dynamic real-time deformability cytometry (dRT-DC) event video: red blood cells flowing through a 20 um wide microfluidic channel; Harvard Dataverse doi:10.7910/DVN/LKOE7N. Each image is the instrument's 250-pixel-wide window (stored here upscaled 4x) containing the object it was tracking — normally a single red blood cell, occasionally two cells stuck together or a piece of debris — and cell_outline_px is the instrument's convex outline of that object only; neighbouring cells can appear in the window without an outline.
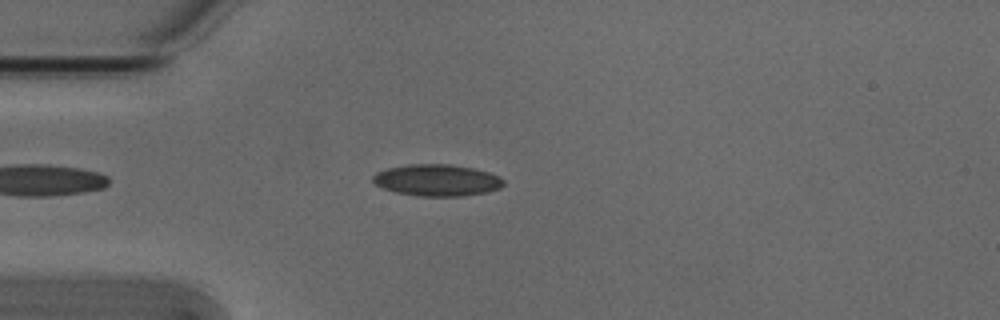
{"species": "Egyptian fruit bat (a non-hibernating species)", "species_latin": "Rousettus aegyptiacus", "temperature_condition": "cold", "stored_images_in_passage": 45, "camera_frame_rate_fps": 3000, "um_per_image_px": 0.085, "animal": {"sex": "male"}, "frame": {"image": 1, "passage_image": 6, "time_ms": 1.667, "image_size_px": [1000, 320], "cell_outline_px": [[504, 184], [500, 188], [484, 192], [460, 196], [420, 196], [396, 192], [384, 188], [376, 184], [372, 180], [372, 176], [376, 172], [388, 168], [408, 164], [448, 164], [472, 168], [488, 172], [500, 176], [504, 180]], "centroid_in_image_um": [37.14, 15.31], "position_along_channel_um": 47.9, "area_um2": 23.93}}
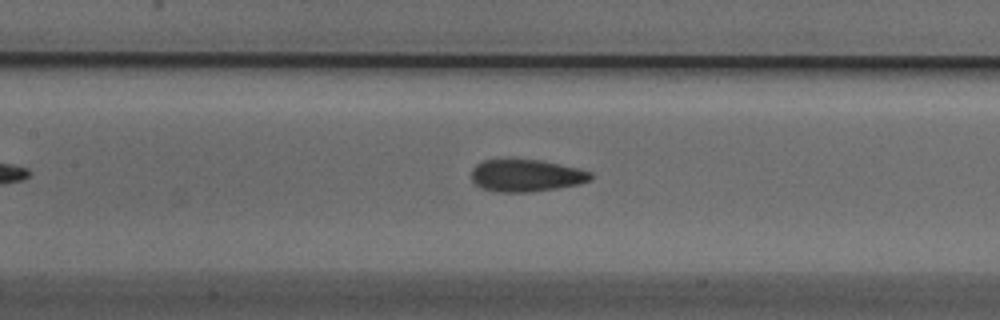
{"frame": {"image": 2, "passage_image": 16, "time_ms": 5.0, "image_size_px": [1000, 320], "cell_outline_px": [[592, 180], [580, 184], [532, 192], [500, 192], [484, 188], [476, 184], [472, 180], [472, 168], [476, 164], [484, 160], [540, 160], [576, 168], [592, 172]], "centroid_in_image_um": [44.74, 14.93], "position_along_channel_um": 162.7, "area_um2": 22.14}}
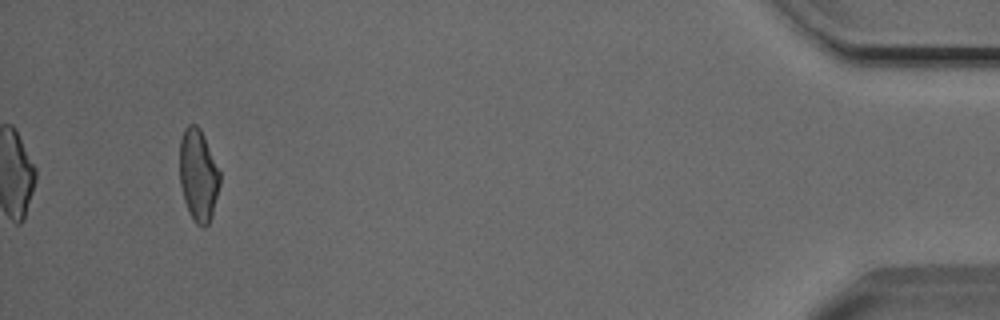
{"frame": {"image": 3, "passage_image": 42, "time_ms": 13.667, "image_size_px": [1000, 320], "cell_outline_px": [[220, 184], [212, 216], [208, 224], [204, 228], [196, 224], [188, 212], [184, 200], [180, 184], [180, 140], [184, 128], [188, 124], [196, 124], [200, 128], [204, 136], [220, 172]], "centroid_in_image_um": [16.85, 14.9], "position_along_channel_um": 418.3, "area_um2": 21.68}, "authors_computed_cell_mechanics": {"area_um2": 22.3108, "velocity_mm_per_s": 3.8454, "shape_relaxation_time_tau1_ms": 4.6121, "shape_relaxation_time_tau2_ms": 1.3222, "deformation_change_tau1": 0.1298, "deformation_change_tau2": 0.0638}}